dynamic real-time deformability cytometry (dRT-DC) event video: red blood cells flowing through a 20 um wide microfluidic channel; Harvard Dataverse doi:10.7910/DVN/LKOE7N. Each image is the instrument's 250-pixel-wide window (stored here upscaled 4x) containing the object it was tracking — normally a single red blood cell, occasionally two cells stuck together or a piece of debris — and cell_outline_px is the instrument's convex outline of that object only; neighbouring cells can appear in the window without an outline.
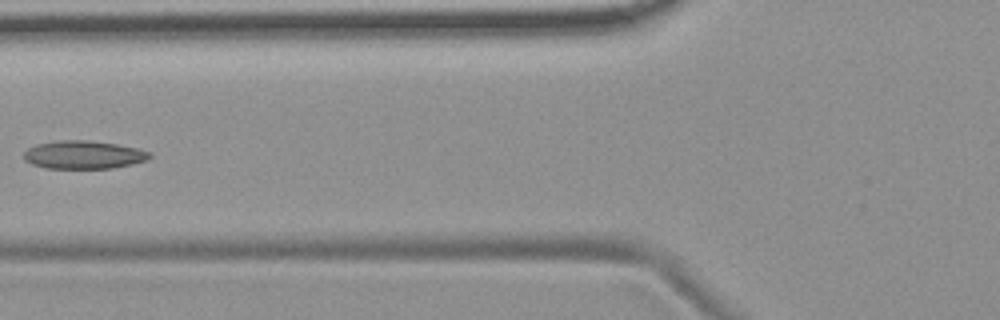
{"species": "common noctule bat (a hibernating species)", "species_latin": "Nyctalus noctula", "temperature_condition": "room temperature", "stored_images_in_passage": 9, "camera_frame_rate_fps": 3000, "um_per_image_px": 0.085, "animal": {"sex": "female", "body_mass_g": 19.9}, "frame": {"image": 1, "passage_image": 6, "time_ms": 6.667, "image_size_px": [1000, 320], "cell_outline_px": [[152, 156], [148, 160], [132, 164], [112, 168], [44, 168], [32, 164], [24, 160], [24, 152], [28, 148], [36, 144], [60, 140], [88, 140], [116, 144], [136, 148], [152, 152]], "centroid_in_image_um": [7.11, 13.16], "position_along_channel_um": 118.7, "area_um2": 20.69}}
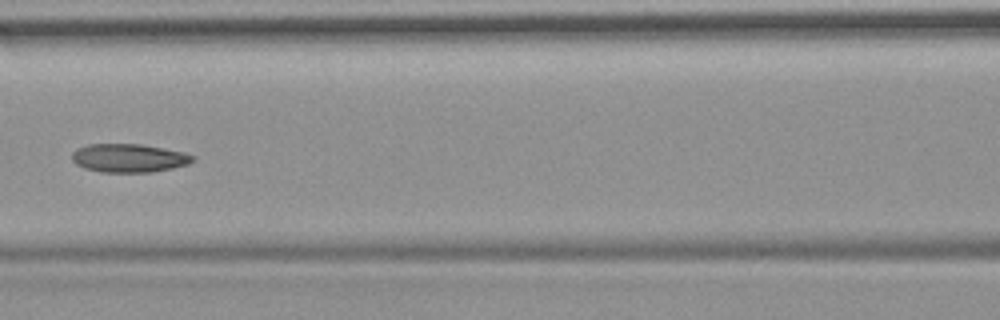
{"frame": {"image": 2, "passage_image": 7, "time_ms": 7.667, "image_size_px": [1000, 320], "cell_outline_px": [[196, 160], [188, 164], [172, 168], [152, 172], [100, 172], [84, 168], [76, 164], [72, 160], [72, 152], [76, 148], [88, 144], [140, 144], [184, 152], [196, 156]], "centroid_in_image_um": [10.96, 13.43], "position_along_channel_um": 155.6, "area_um2": 20.17}}
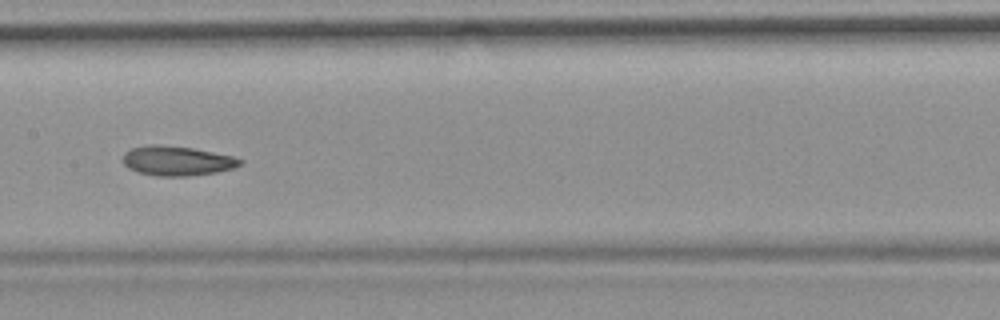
{"frame": {"image": 3, "passage_image": 8, "time_ms": 8.667, "image_size_px": [1000, 320], "cell_outline_px": [[244, 160], [240, 164], [232, 168], [216, 172], [188, 176], [156, 176], [136, 172], [128, 168], [120, 160], [124, 152], [132, 148], [148, 144], [160, 144], [192, 148], [232, 156]], "centroid_in_image_um": [14.96, 13.67], "position_along_channel_um": 192.4, "area_um2": 20.35}}